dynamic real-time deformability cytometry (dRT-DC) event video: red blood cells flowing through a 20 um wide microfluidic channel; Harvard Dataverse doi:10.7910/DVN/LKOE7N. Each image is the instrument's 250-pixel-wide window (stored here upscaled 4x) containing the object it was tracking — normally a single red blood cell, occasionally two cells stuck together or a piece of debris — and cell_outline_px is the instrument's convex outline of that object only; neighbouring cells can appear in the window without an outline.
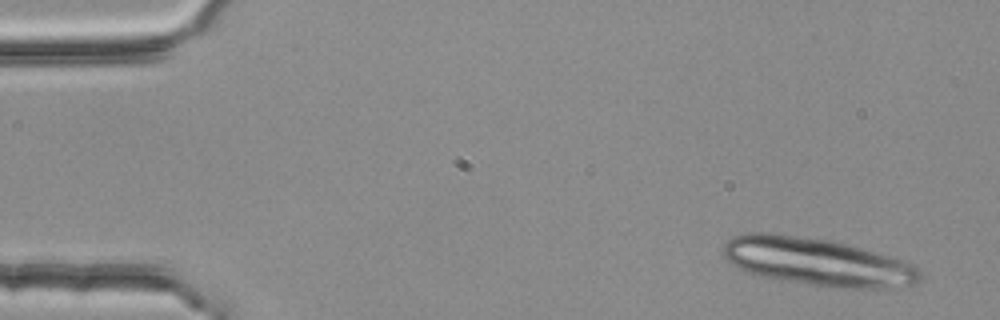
{"species": "common noctule bat (a hibernating species)", "species_latin": "Nyctalus noctula", "temperature_condition": "room temperature", "stored_images_in_passage": 4, "camera_frame_rate_fps": 3000, "um_per_image_px": 0.085, "animal": {"sex": "female", "body_mass_g": 25.1}, "frame": {"image": 1, "passage_image": 1, "time_ms": 0.0, "image_size_px": [1000, 320], "cell_outline_px": [[920, 280], [916, 284], [884, 288], [840, 288], [780, 280], [760, 276], [736, 268], [724, 256], [724, 244], [732, 236], [748, 232], [772, 232], [832, 240], [900, 260], [912, 264], [920, 272]], "centroid_in_image_um": [69.4, 22.25], "position_along_channel_um": 15.6, "area_um2": 54.51}}